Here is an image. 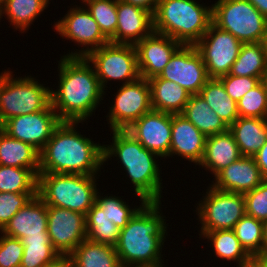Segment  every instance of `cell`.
I'll list each match as a JSON object with an SVG mask.
<instances>
[{"label":"cell","instance_id":"6da1fadb","mask_svg":"<svg viewBox=\"0 0 267 267\" xmlns=\"http://www.w3.org/2000/svg\"><path fill=\"white\" fill-rule=\"evenodd\" d=\"M58 69L59 86L50 90L51 106L61 121L88 120L105 93L93 65L86 57L63 56Z\"/></svg>","mask_w":267,"mask_h":267},{"label":"cell","instance_id":"7a4b0ae2","mask_svg":"<svg viewBox=\"0 0 267 267\" xmlns=\"http://www.w3.org/2000/svg\"><path fill=\"white\" fill-rule=\"evenodd\" d=\"M83 122L61 121L40 151L39 173L97 175L104 164V146L79 134ZM76 126V127H75Z\"/></svg>","mask_w":267,"mask_h":267},{"label":"cell","instance_id":"3957f363","mask_svg":"<svg viewBox=\"0 0 267 267\" xmlns=\"http://www.w3.org/2000/svg\"><path fill=\"white\" fill-rule=\"evenodd\" d=\"M160 204L161 202H146L120 230L115 250L122 267L164 265L161 252L165 234L167 235V224Z\"/></svg>","mask_w":267,"mask_h":267},{"label":"cell","instance_id":"277c9868","mask_svg":"<svg viewBox=\"0 0 267 267\" xmlns=\"http://www.w3.org/2000/svg\"><path fill=\"white\" fill-rule=\"evenodd\" d=\"M112 144L104 146V162L115 156L120 159L127 175L134 184V191L141 201L161 202L162 179L156 157L159 156L137 141L127 130H112ZM161 179V180H160Z\"/></svg>","mask_w":267,"mask_h":267},{"label":"cell","instance_id":"5b68a950","mask_svg":"<svg viewBox=\"0 0 267 267\" xmlns=\"http://www.w3.org/2000/svg\"><path fill=\"white\" fill-rule=\"evenodd\" d=\"M212 23V6L194 0H160L153 14L154 32L182 45H195Z\"/></svg>","mask_w":267,"mask_h":267},{"label":"cell","instance_id":"8992f818","mask_svg":"<svg viewBox=\"0 0 267 267\" xmlns=\"http://www.w3.org/2000/svg\"><path fill=\"white\" fill-rule=\"evenodd\" d=\"M97 175L39 173L38 195L47 206H56L84 215L94 205Z\"/></svg>","mask_w":267,"mask_h":267},{"label":"cell","instance_id":"52a82bcc","mask_svg":"<svg viewBox=\"0 0 267 267\" xmlns=\"http://www.w3.org/2000/svg\"><path fill=\"white\" fill-rule=\"evenodd\" d=\"M12 76L9 70L0 74V126L12 117L44 110L51 103L49 87L31 76Z\"/></svg>","mask_w":267,"mask_h":267},{"label":"cell","instance_id":"ba28073f","mask_svg":"<svg viewBox=\"0 0 267 267\" xmlns=\"http://www.w3.org/2000/svg\"><path fill=\"white\" fill-rule=\"evenodd\" d=\"M212 23L242 43L262 42L267 19L248 0H218L212 5Z\"/></svg>","mask_w":267,"mask_h":267},{"label":"cell","instance_id":"9c48e42d","mask_svg":"<svg viewBox=\"0 0 267 267\" xmlns=\"http://www.w3.org/2000/svg\"><path fill=\"white\" fill-rule=\"evenodd\" d=\"M85 57L95 68L103 90L111 80H122L126 84L140 78L135 45L109 42Z\"/></svg>","mask_w":267,"mask_h":267},{"label":"cell","instance_id":"30bf717a","mask_svg":"<svg viewBox=\"0 0 267 267\" xmlns=\"http://www.w3.org/2000/svg\"><path fill=\"white\" fill-rule=\"evenodd\" d=\"M208 188L196 209L200 232L232 230L246 214L243 194L217 190L212 186Z\"/></svg>","mask_w":267,"mask_h":267},{"label":"cell","instance_id":"8fae6325","mask_svg":"<svg viewBox=\"0 0 267 267\" xmlns=\"http://www.w3.org/2000/svg\"><path fill=\"white\" fill-rule=\"evenodd\" d=\"M152 110L151 89L147 79L122 84L116 93L114 105L106 117L112 130H126L145 113Z\"/></svg>","mask_w":267,"mask_h":267},{"label":"cell","instance_id":"7c38bea8","mask_svg":"<svg viewBox=\"0 0 267 267\" xmlns=\"http://www.w3.org/2000/svg\"><path fill=\"white\" fill-rule=\"evenodd\" d=\"M242 44L230 32L211 23L208 31L195 46L203 58L208 76L219 78L230 73Z\"/></svg>","mask_w":267,"mask_h":267},{"label":"cell","instance_id":"4fadbf2b","mask_svg":"<svg viewBox=\"0 0 267 267\" xmlns=\"http://www.w3.org/2000/svg\"><path fill=\"white\" fill-rule=\"evenodd\" d=\"M68 11L69 12H67L62 19L54 23L55 31L58 32L62 38L70 39L86 48L68 53L65 57H85L89 52L110 42L102 34L98 23L91 16L87 8L83 6H76L74 8L73 6V8H70Z\"/></svg>","mask_w":267,"mask_h":267},{"label":"cell","instance_id":"5bb4252c","mask_svg":"<svg viewBox=\"0 0 267 267\" xmlns=\"http://www.w3.org/2000/svg\"><path fill=\"white\" fill-rule=\"evenodd\" d=\"M61 123L51 103L39 112L18 115L6 120L0 129L11 138L32 145L39 152Z\"/></svg>","mask_w":267,"mask_h":267},{"label":"cell","instance_id":"9a60e30c","mask_svg":"<svg viewBox=\"0 0 267 267\" xmlns=\"http://www.w3.org/2000/svg\"><path fill=\"white\" fill-rule=\"evenodd\" d=\"M159 77L177 83L191 95L198 94L210 79L203 58L195 45H181Z\"/></svg>","mask_w":267,"mask_h":267},{"label":"cell","instance_id":"2e32d148","mask_svg":"<svg viewBox=\"0 0 267 267\" xmlns=\"http://www.w3.org/2000/svg\"><path fill=\"white\" fill-rule=\"evenodd\" d=\"M47 215L50 241L60 256L68 257L87 237L85 215L56 206H47Z\"/></svg>","mask_w":267,"mask_h":267},{"label":"cell","instance_id":"e0dca14e","mask_svg":"<svg viewBox=\"0 0 267 267\" xmlns=\"http://www.w3.org/2000/svg\"><path fill=\"white\" fill-rule=\"evenodd\" d=\"M172 114L151 110L136 120L126 130L139 141L144 148L167 157L171 146Z\"/></svg>","mask_w":267,"mask_h":267},{"label":"cell","instance_id":"ac0fdd59","mask_svg":"<svg viewBox=\"0 0 267 267\" xmlns=\"http://www.w3.org/2000/svg\"><path fill=\"white\" fill-rule=\"evenodd\" d=\"M181 45L173 38L154 31L143 38L135 45L140 77L149 80L159 76Z\"/></svg>","mask_w":267,"mask_h":267},{"label":"cell","instance_id":"d6986e66","mask_svg":"<svg viewBox=\"0 0 267 267\" xmlns=\"http://www.w3.org/2000/svg\"><path fill=\"white\" fill-rule=\"evenodd\" d=\"M118 22L115 35L109 40L116 44L136 45L153 30V14L140 7L117 0Z\"/></svg>","mask_w":267,"mask_h":267},{"label":"cell","instance_id":"ffe728a7","mask_svg":"<svg viewBox=\"0 0 267 267\" xmlns=\"http://www.w3.org/2000/svg\"><path fill=\"white\" fill-rule=\"evenodd\" d=\"M212 187L217 190L245 194L260 185L264 179L254 157L241 156L221 170Z\"/></svg>","mask_w":267,"mask_h":267},{"label":"cell","instance_id":"44dd1931","mask_svg":"<svg viewBox=\"0 0 267 267\" xmlns=\"http://www.w3.org/2000/svg\"><path fill=\"white\" fill-rule=\"evenodd\" d=\"M206 138L183 115L172 114L171 146L168 157L173 154L178 155L199 165L204 155Z\"/></svg>","mask_w":267,"mask_h":267},{"label":"cell","instance_id":"7402d4cb","mask_svg":"<svg viewBox=\"0 0 267 267\" xmlns=\"http://www.w3.org/2000/svg\"><path fill=\"white\" fill-rule=\"evenodd\" d=\"M47 205L37 194L26 203L0 231L1 235L22 239L48 234Z\"/></svg>","mask_w":267,"mask_h":267},{"label":"cell","instance_id":"603a6c76","mask_svg":"<svg viewBox=\"0 0 267 267\" xmlns=\"http://www.w3.org/2000/svg\"><path fill=\"white\" fill-rule=\"evenodd\" d=\"M242 156L233 134L228 130L208 136L200 166L211 171L214 177Z\"/></svg>","mask_w":267,"mask_h":267},{"label":"cell","instance_id":"cb8c5ba5","mask_svg":"<svg viewBox=\"0 0 267 267\" xmlns=\"http://www.w3.org/2000/svg\"><path fill=\"white\" fill-rule=\"evenodd\" d=\"M229 131L242 156L254 157L267 140V118L238 117Z\"/></svg>","mask_w":267,"mask_h":267},{"label":"cell","instance_id":"d4e9b609","mask_svg":"<svg viewBox=\"0 0 267 267\" xmlns=\"http://www.w3.org/2000/svg\"><path fill=\"white\" fill-rule=\"evenodd\" d=\"M151 89L152 109L171 114H179L189 101L191 94L177 83L153 77L148 80Z\"/></svg>","mask_w":267,"mask_h":267},{"label":"cell","instance_id":"484cf974","mask_svg":"<svg viewBox=\"0 0 267 267\" xmlns=\"http://www.w3.org/2000/svg\"><path fill=\"white\" fill-rule=\"evenodd\" d=\"M0 165L30 169L38 176L40 152L28 143L11 138L0 129Z\"/></svg>","mask_w":267,"mask_h":267},{"label":"cell","instance_id":"4316f807","mask_svg":"<svg viewBox=\"0 0 267 267\" xmlns=\"http://www.w3.org/2000/svg\"><path fill=\"white\" fill-rule=\"evenodd\" d=\"M71 267H122L115 246L83 240L68 256Z\"/></svg>","mask_w":267,"mask_h":267},{"label":"cell","instance_id":"83f0119b","mask_svg":"<svg viewBox=\"0 0 267 267\" xmlns=\"http://www.w3.org/2000/svg\"><path fill=\"white\" fill-rule=\"evenodd\" d=\"M188 119L206 137L227 132L229 127L199 95H191L180 113Z\"/></svg>","mask_w":267,"mask_h":267},{"label":"cell","instance_id":"f1b7e54d","mask_svg":"<svg viewBox=\"0 0 267 267\" xmlns=\"http://www.w3.org/2000/svg\"><path fill=\"white\" fill-rule=\"evenodd\" d=\"M198 94L228 127L239 117L237 103L227 94L219 78H210Z\"/></svg>","mask_w":267,"mask_h":267},{"label":"cell","instance_id":"f546056e","mask_svg":"<svg viewBox=\"0 0 267 267\" xmlns=\"http://www.w3.org/2000/svg\"><path fill=\"white\" fill-rule=\"evenodd\" d=\"M48 4L49 0H2V16L5 14L10 25L24 33L49 6Z\"/></svg>","mask_w":267,"mask_h":267},{"label":"cell","instance_id":"4dcf8cb0","mask_svg":"<svg viewBox=\"0 0 267 267\" xmlns=\"http://www.w3.org/2000/svg\"><path fill=\"white\" fill-rule=\"evenodd\" d=\"M267 71V55L262 42L243 43L230 70L232 76H248L263 79Z\"/></svg>","mask_w":267,"mask_h":267},{"label":"cell","instance_id":"1f68e13d","mask_svg":"<svg viewBox=\"0 0 267 267\" xmlns=\"http://www.w3.org/2000/svg\"><path fill=\"white\" fill-rule=\"evenodd\" d=\"M199 235L211 241L210 243L212 244L216 257L230 262L237 261V267L243 265L252 258L241 246L233 230L200 232Z\"/></svg>","mask_w":267,"mask_h":267},{"label":"cell","instance_id":"d6a6232c","mask_svg":"<svg viewBox=\"0 0 267 267\" xmlns=\"http://www.w3.org/2000/svg\"><path fill=\"white\" fill-rule=\"evenodd\" d=\"M21 242L24 252L20 267H44L61 257L54 249L48 234L26 236Z\"/></svg>","mask_w":267,"mask_h":267},{"label":"cell","instance_id":"836d02e7","mask_svg":"<svg viewBox=\"0 0 267 267\" xmlns=\"http://www.w3.org/2000/svg\"><path fill=\"white\" fill-rule=\"evenodd\" d=\"M86 239L102 244L115 246L120 229L105 215L102 208L95 202L85 215Z\"/></svg>","mask_w":267,"mask_h":267},{"label":"cell","instance_id":"e575fe53","mask_svg":"<svg viewBox=\"0 0 267 267\" xmlns=\"http://www.w3.org/2000/svg\"><path fill=\"white\" fill-rule=\"evenodd\" d=\"M0 193H38V176L30 169L0 165Z\"/></svg>","mask_w":267,"mask_h":267},{"label":"cell","instance_id":"d590c367","mask_svg":"<svg viewBox=\"0 0 267 267\" xmlns=\"http://www.w3.org/2000/svg\"><path fill=\"white\" fill-rule=\"evenodd\" d=\"M232 230L252 258L264 257L263 221L245 214Z\"/></svg>","mask_w":267,"mask_h":267},{"label":"cell","instance_id":"8d00e7d4","mask_svg":"<svg viewBox=\"0 0 267 267\" xmlns=\"http://www.w3.org/2000/svg\"><path fill=\"white\" fill-rule=\"evenodd\" d=\"M98 23L102 34L110 40L116 33L118 22L117 0H81Z\"/></svg>","mask_w":267,"mask_h":267},{"label":"cell","instance_id":"74e56055","mask_svg":"<svg viewBox=\"0 0 267 267\" xmlns=\"http://www.w3.org/2000/svg\"><path fill=\"white\" fill-rule=\"evenodd\" d=\"M97 191L95 202L102 208L105 215L120 230L123 229L128 221L136 214V212L145 204L141 203L140 207L133 209L118 196H101ZM104 197V198H103Z\"/></svg>","mask_w":267,"mask_h":267},{"label":"cell","instance_id":"f35d334b","mask_svg":"<svg viewBox=\"0 0 267 267\" xmlns=\"http://www.w3.org/2000/svg\"><path fill=\"white\" fill-rule=\"evenodd\" d=\"M239 117L267 118V93L262 81L237 102Z\"/></svg>","mask_w":267,"mask_h":267},{"label":"cell","instance_id":"ab89813d","mask_svg":"<svg viewBox=\"0 0 267 267\" xmlns=\"http://www.w3.org/2000/svg\"><path fill=\"white\" fill-rule=\"evenodd\" d=\"M38 193H0V231Z\"/></svg>","mask_w":267,"mask_h":267},{"label":"cell","instance_id":"60d3db41","mask_svg":"<svg viewBox=\"0 0 267 267\" xmlns=\"http://www.w3.org/2000/svg\"><path fill=\"white\" fill-rule=\"evenodd\" d=\"M246 214L260 221L267 220V180L243 194Z\"/></svg>","mask_w":267,"mask_h":267},{"label":"cell","instance_id":"b9f144b4","mask_svg":"<svg viewBox=\"0 0 267 267\" xmlns=\"http://www.w3.org/2000/svg\"><path fill=\"white\" fill-rule=\"evenodd\" d=\"M24 246L18 238L0 237V267H20Z\"/></svg>","mask_w":267,"mask_h":267},{"label":"cell","instance_id":"7bdbcfd3","mask_svg":"<svg viewBox=\"0 0 267 267\" xmlns=\"http://www.w3.org/2000/svg\"><path fill=\"white\" fill-rule=\"evenodd\" d=\"M219 79L223 83L227 94L237 103L245 93L258 85L261 80L248 76H232L226 74L220 76Z\"/></svg>","mask_w":267,"mask_h":267},{"label":"cell","instance_id":"ee69618b","mask_svg":"<svg viewBox=\"0 0 267 267\" xmlns=\"http://www.w3.org/2000/svg\"><path fill=\"white\" fill-rule=\"evenodd\" d=\"M255 162L258 165L261 175L264 180H267V140L264 145L254 156Z\"/></svg>","mask_w":267,"mask_h":267},{"label":"cell","instance_id":"f6af8a7d","mask_svg":"<svg viewBox=\"0 0 267 267\" xmlns=\"http://www.w3.org/2000/svg\"><path fill=\"white\" fill-rule=\"evenodd\" d=\"M125 3L132 4L134 6L140 7L144 10L155 13L160 0H122Z\"/></svg>","mask_w":267,"mask_h":267},{"label":"cell","instance_id":"bcb514c9","mask_svg":"<svg viewBox=\"0 0 267 267\" xmlns=\"http://www.w3.org/2000/svg\"><path fill=\"white\" fill-rule=\"evenodd\" d=\"M239 267H267V257H253Z\"/></svg>","mask_w":267,"mask_h":267},{"label":"cell","instance_id":"7dc6e473","mask_svg":"<svg viewBox=\"0 0 267 267\" xmlns=\"http://www.w3.org/2000/svg\"><path fill=\"white\" fill-rule=\"evenodd\" d=\"M267 19V0H248Z\"/></svg>","mask_w":267,"mask_h":267},{"label":"cell","instance_id":"c3c4849f","mask_svg":"<svg viewBox=\"0 0 267 267\" xmlns=\"http://www.w3.org/2000/svg\"><path fill=\"white\" fill-rule=\"evenodd\" d=\"M44 267H71V262L69 257L61 256L55 262L45 265Z\"/></svg>","mask_w":267,"mask_h":267},{"label":"cell","instance_id":"681fc988","mask_svg":"<svg viewBox=\"0 0 267 267\" xmlns=\"http://www.w3.org/2000/svg\"><path fill=\"white\" fill-rule=\"evenodd\" d=\"M264 257H267V220L263 222Z\"/></svg>","mask_w":267,"mask_h":267},{"label":"cell","instance_id":"f907efd6","mask_svg":"<svg viewBox=\"0 0 267 267\" xmlns=\"http://www.w3.org/2000/svg\"><path fill=\"white\" fill-rule=\"evenodd\" d=\"M262 45H263L265 53L267 55V25H266L264 37H263V40H262Z\"/></svg>","mask_w":267,"mask_h":267},{"label":"cell","instance_id":"816d5d0a","mask_svg":"<svg viewBox=\"0 0 267 267\" xmlns=\"http://www.w3.org/2000/svg\"><path fill=\"white\" fill-rule=\"evenodd\" d=\"M261 81H262V83L264 84L265 89H266V93H267V71H266V73L264 74L263 79H262Z\"/></svg>","mask_w":267,"mask_h":267},{"label":"cell","instance_id":"f5cc1de1","mask_svg":"<svg viewBox=\"0 0 267 267\" xmlns=\"http://www.w3.org/2000/svg\"><path fill=\"white\" fill-rule=\"evenodd\" d=\"M2 11H1V2H0V19L2 18Z\"/></svg>","mask_w":267,"mask_h":267}]
</instances>
